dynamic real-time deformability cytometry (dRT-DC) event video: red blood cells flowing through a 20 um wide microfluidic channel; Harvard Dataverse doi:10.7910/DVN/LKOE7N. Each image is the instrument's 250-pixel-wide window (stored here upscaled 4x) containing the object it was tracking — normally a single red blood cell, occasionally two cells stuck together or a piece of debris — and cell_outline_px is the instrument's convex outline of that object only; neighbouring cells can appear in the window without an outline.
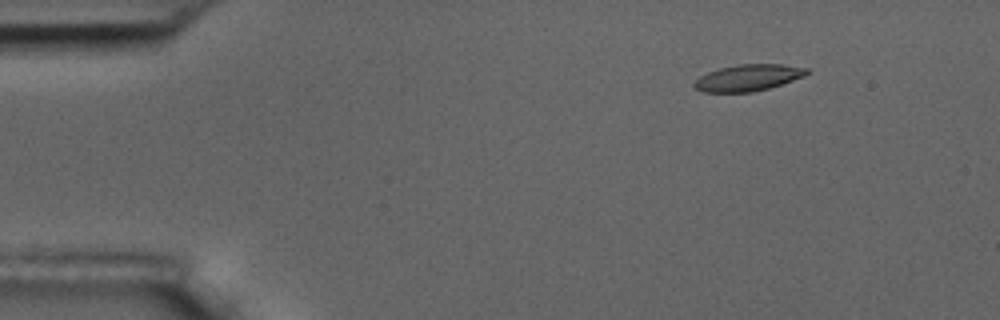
{"species": "common noctule bat (a hibernating species)", "species_latin": "Nyctalus noctula", "temperature_condition": "room temperature", "stored_images_in_passage": 53, "camera_frame_rate_fps": 3000, "um_per_image_px": 0.085, "animal": {"sex": "male", "body_mass_g": 17.5, "forearm_length_mm": 52.3}, "frame": {"image": 1, "passage_image": 4, "time_ms": 1.0, "image_size_px": [1000, 320], "cell_outline_px": [[808, 72], [804, 76], [768, 88], [752, 92], [704, 92], [696, 88], [692, 84], [700, 76], [708, 72], [720, 68], [736, 64], [784, 64], [808, 68]], "centroid_in_image_um": [63.58, 6.59], "position_along_channel_um": 21.4, "area_um2": 17.22}}
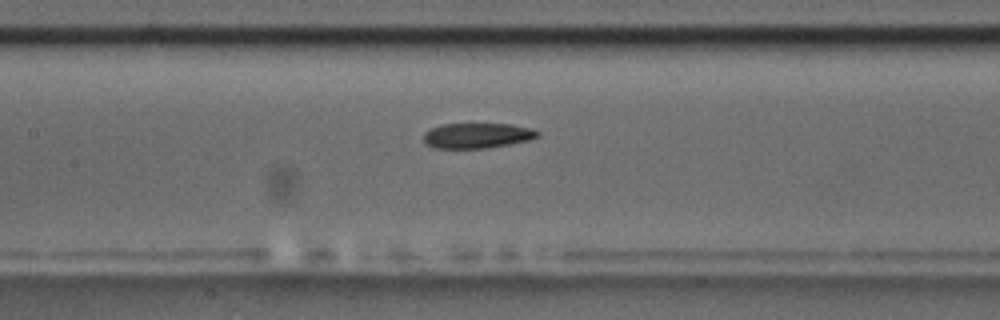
{"frame": {"image": 2, "passage_image": 23, "time_ms": 7.333, "image_size_px": [1000, 320], "cell_outline_px": [[540, 136], [532, 140], [484, 148], [432, 148], [424, 144], [424, 132], [440, 124], [512, 124], [532, 128], [540, 132]], "centroid_in_image_um": [40.57, 11.52], "position_along_channel_um": 166.8, "area_um2": 16.94}}
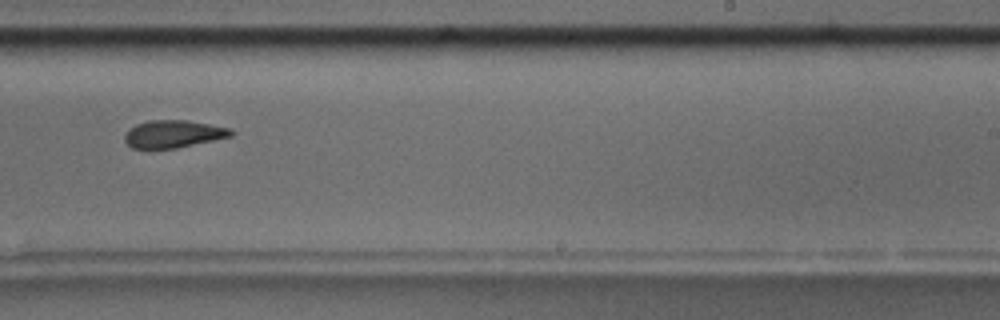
{"frame": {"image": 3, "passage_image": 32, "time_ms": 10.333, "image_size_px": [1000, 320], "cell_outline_px": [[236, 132], [232, 136], [176, 148], [132, 148], [124, 140], [124, 136], [136, 124], [148, 120], [188, 120], [232, 128]], "centroid_in_image_um": [14.79, 11.37], "position_along_channel_um": 274.2, "area_um2": 16.99}, "authors_computed_cell_mechanics": {"area_um2": 17.918, "velocity_mm_per_s": 3.5946, "shape_relaxation_time_tau1_ms": 10.1046, "shape_relaxation_time_tau2_ms": 3.7497, "deformation_change_tau1": 0.2101, "deformation_change_tau2": 0.0976}}